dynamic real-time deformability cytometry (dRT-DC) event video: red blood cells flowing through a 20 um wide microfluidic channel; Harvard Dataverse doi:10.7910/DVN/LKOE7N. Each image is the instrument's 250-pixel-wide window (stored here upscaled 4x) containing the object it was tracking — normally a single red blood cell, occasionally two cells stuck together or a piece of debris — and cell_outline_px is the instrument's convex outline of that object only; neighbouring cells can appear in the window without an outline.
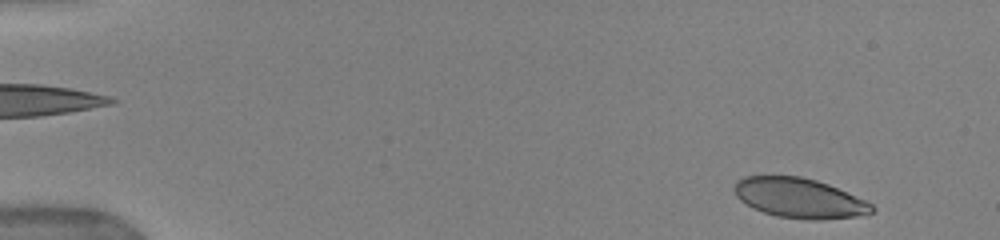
{"species": "human", "species_latin": "Homo sapiens", "temperature_condition": "warm", "stored_images_in_passage": 50, "camera_frame_rate_fps": 3000, "um_per_image_px": 0.085, "donor": {"sex": "female"}, "frame": {"image": 1, "passage_image": 3, "time_ms": 0.667, "image_size_px": [1000, 240], "cell_outline_px": [[876, 208], [872, 212], [864, 216], [820, 220], [812, 220], [776, 216], [752, 208], [740, 200], [736, 196], [732, 188], [736, 180], [744, 176], [800, 176], [816, 180], [828, 184], [868, 200]], "centroid_in_image_um": [67.97, 16.84], "position_along_channel_um": 17.0, "area_um2": 32.43}}
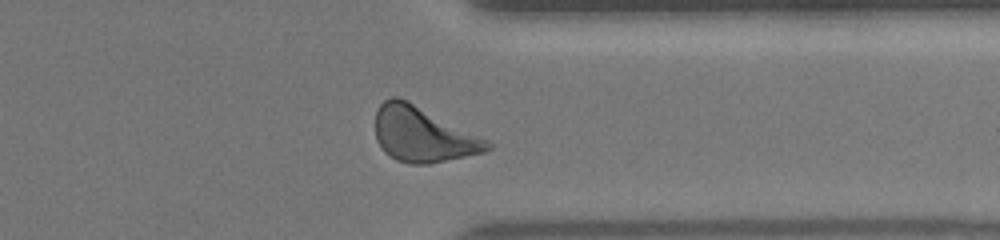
{"frame": {"image": 2, "passage_image": 40, "time_ms": 13.0, "image_size_px": [1000, 240], "cell_outline_px": [[492, 148], [488, 152], [428, 164], [408, 164], [396, 160], [384, 152], [376, 140], [376, 112], [380, 104], [384, 100], [392, 96], [400, 96], [488, 140], [492, 144]], "centroid_in_image_um": [35.94, 11.43], "position_along_channel_um": 375.5, "area_um2": 36.13}}
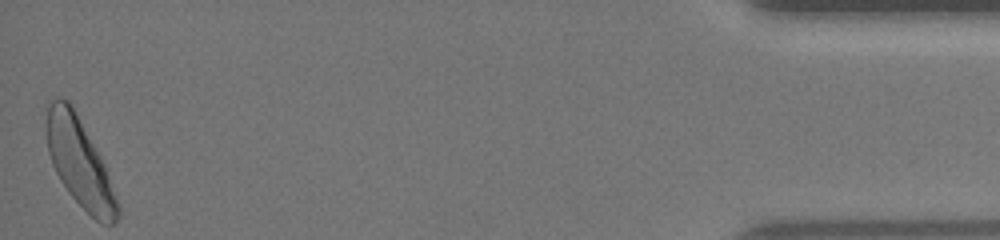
{"frame": {"image": 3, "passage_image": 50, "time_ms": 16.333, "image_size_px": [1000, 240], "cell_outline_px": [[120, 216], [116, 224], [100, 224], [68, 192], [60, 180], [52, 164], [48, 152], [44, 124], [48, 100], [56, 96], [68, 100], [72, 104], [100, 156], [104, 164], [120, 208]], "centroid_in_image_um": [6.73, 13.77], "position_along_channel_um": 428.5, "area_um2": 36.82}, "authors_computed_cell_mechanics": {"area_um2": 34.1887, "velocity_mm_per_s": 3.9354, "shape_relaxation_time_tau1_ms": 4.1457, "shape_relaxation_time_tau2_ms": null, "deformation_change_tau1": 0.1436, "deformation_change_tau2": null}}